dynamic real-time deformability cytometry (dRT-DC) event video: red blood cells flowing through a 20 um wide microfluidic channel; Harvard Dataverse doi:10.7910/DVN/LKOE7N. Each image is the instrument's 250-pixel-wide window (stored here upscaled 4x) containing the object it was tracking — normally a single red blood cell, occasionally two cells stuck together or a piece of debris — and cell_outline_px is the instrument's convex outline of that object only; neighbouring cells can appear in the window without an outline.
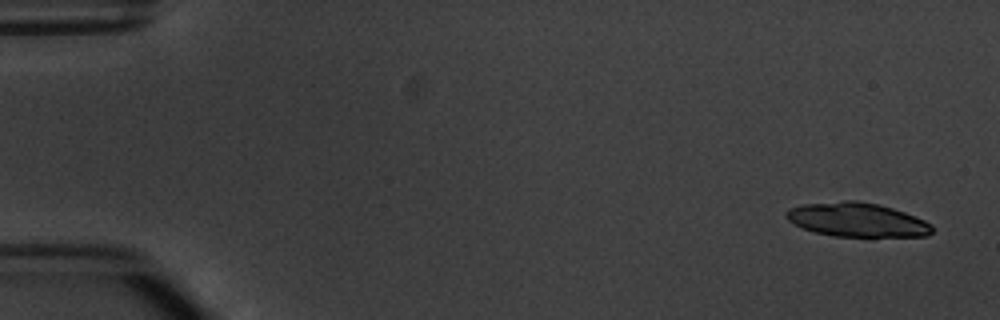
{"species": "common noctule bat (a hibernating species)", "species_latin": "Nyctalus noctula", "temperature_condition": "warm", "stored_images_in_passage": 9, "camera_frame_rate_fps": 3000, "um_per_image_px": 0.085, "animal": {"sex": "male", "body_mass_g": 20.1, "forearm_length_mm": 53.5}, "frame": {"image": 1, "passage_image": 1, "time_ms": 0.0, "image_size_px": [1000, 320], "cell_outline_px": [[932, 232], [928, 236], [872, 240], [836, 236], [816, 232], [804, 228], [788, 220], [784, 216], [784, 212], [788, 208], [800, 204], [844, 200], [856, 200], [880, 204], [904, 212], [924, 220], [932, 224]], "centroid_in_image_um": [72.9, 18.73], "position_along_channel_um": 12.1, "area_um2": 30.29}}
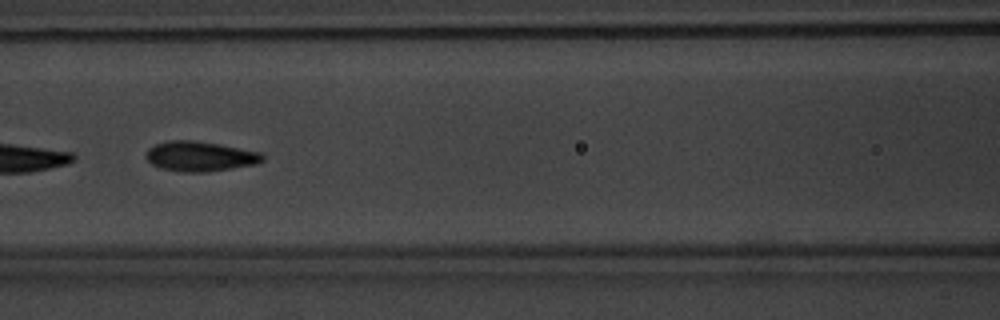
{"frame": {"image": 2, "passage_image": 7, "time_ms": 7.333, "image_size_px": [1000, 320], "cell_outline_px": [[264, 160], [256, 164], [208, 172], [180, 172], [160, 168], [152, 164], [144, 156], [148, 148], [156, 144], [168, 140], [192, 140], [220, 144], [260, 152], [264, 156]], "centroid_in_image_um": [16.98, 13.29], "position_along_channel_um": 149.6, "area_um2": 20.46}}
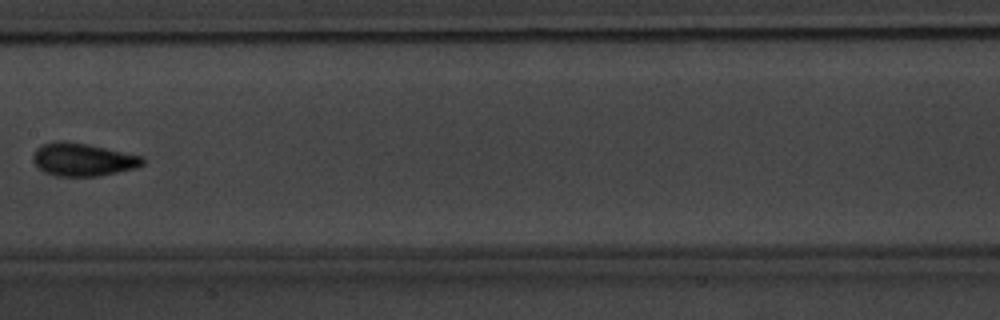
{"frame": {"image": 3, "passage_image": 8, "time_ms": 8.667, "image_size_px": [1000, 320], "cell_outline_px": [[144, 164], [136, 168], [100, 176], [56, 176], [44, 172], [32, 160], [32, 152], [36, 148], [44, 144], [56, 140], [64, 140], [88, 144], [144, 156]], "centroid_in_image_um": [7.04, 13.55], "position_along_channel_um": 200.4, "area_um2": 21.27}}